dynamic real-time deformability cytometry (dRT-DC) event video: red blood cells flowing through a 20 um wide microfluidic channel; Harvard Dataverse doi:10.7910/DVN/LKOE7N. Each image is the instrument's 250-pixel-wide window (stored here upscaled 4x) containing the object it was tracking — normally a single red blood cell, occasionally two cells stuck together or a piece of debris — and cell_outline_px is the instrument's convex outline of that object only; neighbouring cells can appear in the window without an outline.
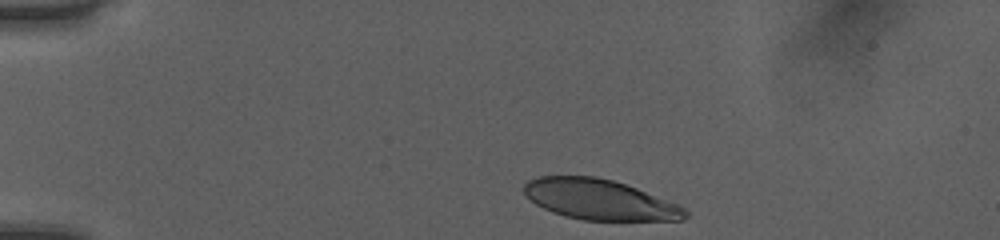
{"species": "human", "species_latin": "Homo sapiens", "temperature_condition": "room temperature", "stored_images_in_passage": 35, "camera_frame_rate_fps": 3000, "um_per_image_px": 0.085, "donor": {"sex": "female"}, "frame": {"image": 1, "passage_image": 1, "time_ms": 0.0, "image_size_px": [1000, 240], "cell_outline_px": [[688, 216], [684, 220], [584, 220], [564, 216], [552, 212], [536, 204], [524, 192], [524, 184], [528, 180], [540, 176], [596, 176], [612, 180], [636, 188], [680, 204], [688, 212]], "centroid_in_image_um": [50.99, 16.97], "position_along_channel_um": 34.0, "area_um2": 37.8}}
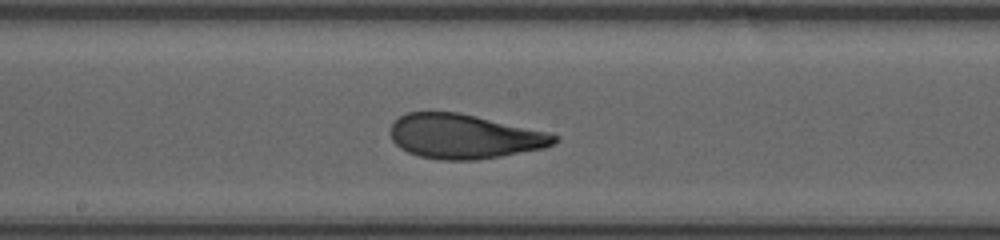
{"frame": {"image": 2, "passage_image": 19, "time_ms": 6.0, "image_size_px": [1000, 240], "cell_outline_px": [[560, 140], [556, 144], [544, 148], [500, 156], [476, 160], [440, 160], [420, 156], [408, 152], [400, 148], [392, 140], [392, 124], [400, 116], [408, 112], [460, 112], [544, 132], [560, 136]], "centroid_in_image_um": [39.47, 11.6], "position_along_channel_um": 208.7, "area_um2": 42.14}}
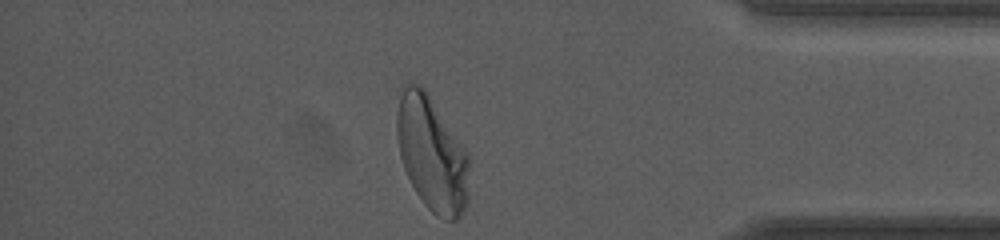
{"frame": {"image": 3, "passage_image": 35, "time_ms": 11.333, "image_size_px": [1000, 240], "cell_outline_px": [[468, 200], [464, 212], [456, 220], [444, 220], [436, 216], [424, 204], [416, 192], [404, 168], [400, 156], [396, 136], [396, 116], [400, 96], [404, 88], [408, 84], [420, 84], [428, 92], [468, 152]], "centroid_in_image_um": [36.71, 13.09], "position_along_channel_um": 398.5, "area_um2": 48.44}, "authors_computed_cell_mechanics": {"area_um2": 42.772, "velocity_mm_per_s": 4.0068, "shape_relaxation_time_tau1_ms": 4.1564, "shape_relaxation_time_tau2_ms": 0.7897, "deformation_change_tau1": 0.185, "deformation_change_tau2": 0.0755}}